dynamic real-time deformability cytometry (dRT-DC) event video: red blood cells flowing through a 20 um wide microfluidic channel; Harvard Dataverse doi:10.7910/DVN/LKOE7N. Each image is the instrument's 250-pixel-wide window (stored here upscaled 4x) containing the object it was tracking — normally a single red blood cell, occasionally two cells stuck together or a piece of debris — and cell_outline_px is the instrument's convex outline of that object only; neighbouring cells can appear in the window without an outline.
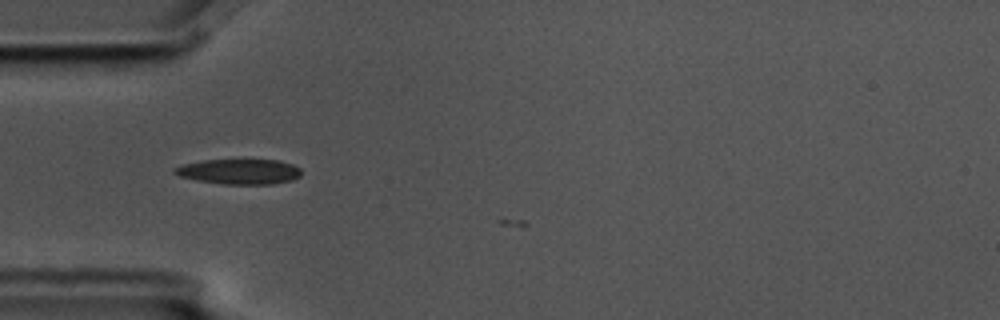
{"species": "common noctule bat (a hibernating species)", "species_latin": "Nyctalus noctula", "temperature_condition": "cold", "stored_images_in_passage": 6, "camera_frame_rate_fps": 3000, "um_per_image_px": 0.085, "animal": {"sex": "male", "body_mass_g": 17.5, "forearm_length_mm": 52.3}, "frame": {"image": 1, "passage_image": 5, "time_ms": 1.333, "image_size_px": [1000, 320], "cell_outline_px": [[300, 176], [292, 180], [272, 184], [224, 184], [196, 180], [180, 176], [172, 172], [172, 168], [180, 164], [204, 160], [280, 160], [292, 164], [300, 168]], "centroid_in_image_um": [20.3, 14.58], "position_along_channel_um": 64.7, "area_um2": 18.67}}